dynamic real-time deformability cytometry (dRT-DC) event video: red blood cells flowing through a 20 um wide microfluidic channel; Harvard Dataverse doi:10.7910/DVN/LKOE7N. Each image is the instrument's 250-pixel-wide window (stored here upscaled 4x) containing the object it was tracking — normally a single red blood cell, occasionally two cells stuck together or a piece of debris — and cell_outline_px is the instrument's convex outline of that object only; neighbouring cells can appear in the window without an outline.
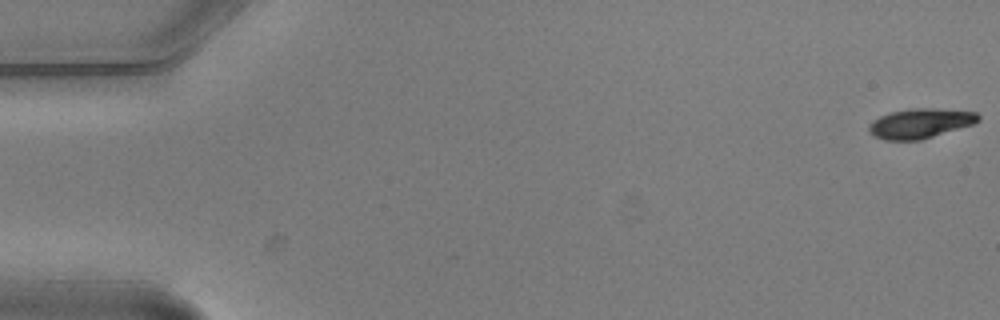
{"species": "common noctule bat (a hibernating species)", "species_latin": "Nyctalus noctula", "temperature_condition": "warm", "stored_images_in_passage": 7, "camera_frame_rate_fps": 3000, "um_per_image_px": 0.085, "animal": {"sex": "male", "body_mass_g": 20.5, "forearm_length_mm": 52.5}, "frame": {"image": 1, "passage_image": 1, "time_ms": 0.0, "image_size_px": [1000, 320], "cell_outline_px": [[980, 120], [972, 124], [920, 140], [884, 140], [868, 132], [868, 124], [872, 120], [880, 116], [892, 112], [908, 108], [936, 108], [976, 112], [980, 116]], "centroid_in_image_um": [78.19, 10.47], "position_along_channel_um": 6.8, "area_um2": 18.9}}
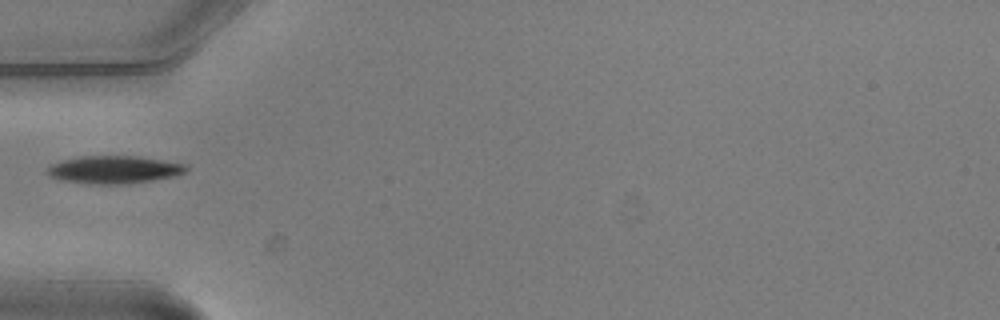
{"frame": {"image": 2, "passage_image": 6, "time_ms": 1.667, "image_size_px": [1000, 320], "cell_outline_px": [[188, 168], [184, 172], [176, 176], [152, 180], [120, 184], [96, 184], [64, 180], [52, 176], [44, 172], [52, 164], [64, 160], [80, 156], [136, 156], [188, 164]], "centroid_in_image_um": [9.73, 14.41], "position_along_channel_um": 75.3, "area_um2": 22.14}}
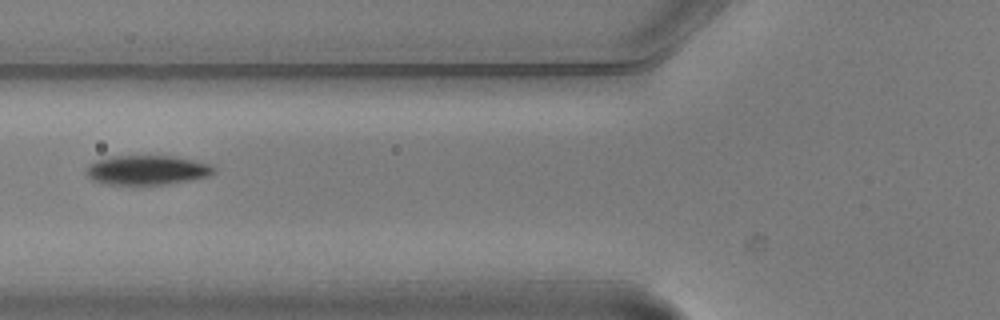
{"frame": {"image": 3, "passage_image": 7, "time_ms": 2.0, "image_size_px": [1000, 320], "cell_outline_px": [[216, 172], [208, 176], [168, 184], [108, 184], [92, 180], [84, 172], [88, 164], [96, 160], [112, 156], [172, 156], [192, 160], [208, 164], [216, 168]], "centroid_in_image_um": [12.46, 14.45], "position_along_channel_um": 113.3, "area_um2": 21.79}}